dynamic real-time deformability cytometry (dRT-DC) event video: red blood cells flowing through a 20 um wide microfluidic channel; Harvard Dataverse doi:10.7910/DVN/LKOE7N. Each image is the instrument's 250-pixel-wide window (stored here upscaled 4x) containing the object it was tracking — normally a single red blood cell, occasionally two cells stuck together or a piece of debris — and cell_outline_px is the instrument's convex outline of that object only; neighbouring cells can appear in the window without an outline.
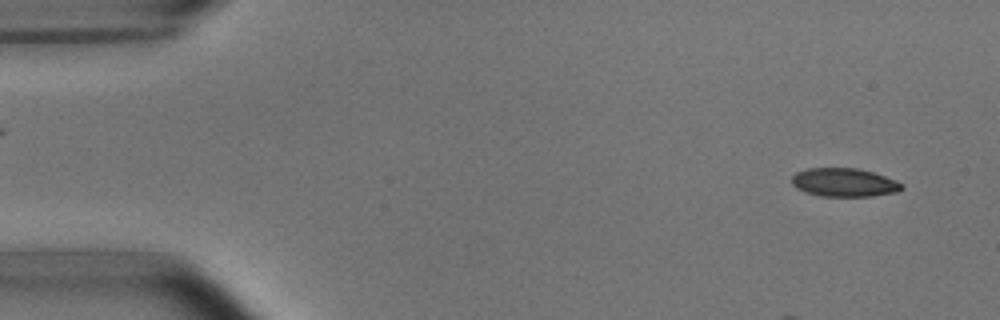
{"species": "common noctule bat (a hibernating species)", "species_latin": "Nyctalus noctula", "temperature_condition": "room temperature", "stored_images_in_passage": 52, "camera_frame_rate_fps": 3000, "um_per_image_px": 0.085, "animal": {"sex": "male", "body_mass_g": 15.6}, "frame": {"image": 1, "passage_image": 3, "time_ms": 0.667, "image_size_px": [1000, 320], "cell_outline_px": [[904, 188], [896, 192], [872, 196], [820, 196], [804, 192], [796, 188], [792, 184], [792, 176], [796, 172], [808, 168], [856, 168], [872, 172], [896, 180], [904, 184]], "centroid_in_image_um": [71.75, 15.51], "position_along_channel_um": 13.3, "area_um2": 18.32}}
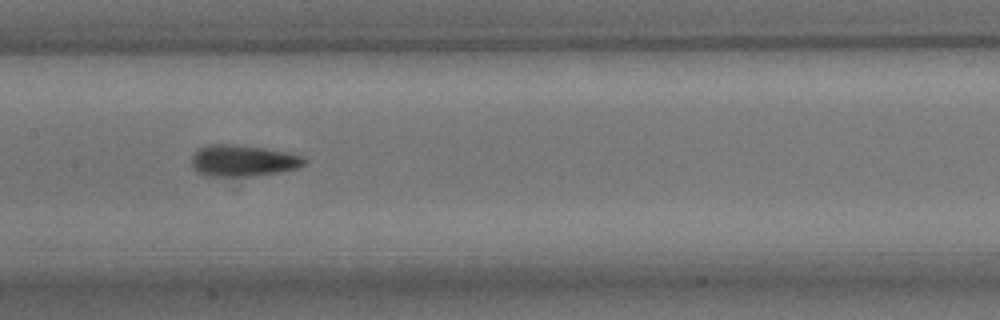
{"frame": {"image": 2, "passage_image": 25, "time_ms": 8.0, "image_size_px": [1000, 320], "cell_outline_px": [[308, 160], [300, 168], [236, 188], [208, 176], [192, 168], [192, 156], [200, 148], [208, 144], [236, 144], [292, 152], [304, 156]], "centroid_in_image_um": [20.74, 13.87], "position_along_channel_um": 186.7, "area_um2": 24.33}}
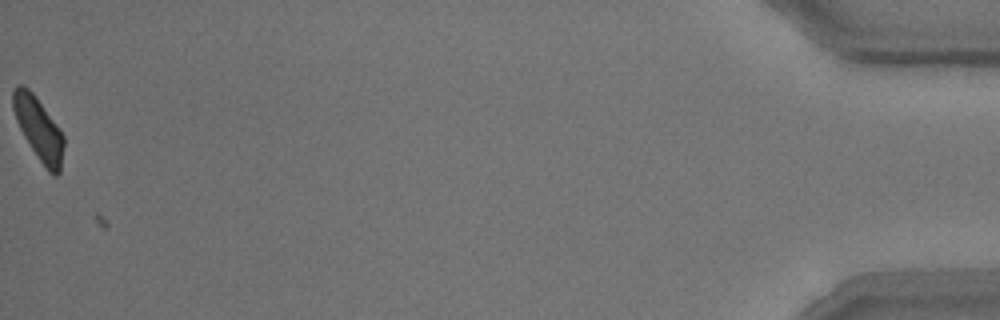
{"frame": {"image": 3, "passage_image": 52, "time_ms": 17.0, "image_size_px": [1000, 320], "cell_outline_px": [[64, 144], [60, 172], [56, 176], [52, 176], [48, 172], [24, 136], [16, 120], [12, 108], [12, 92], [20, 84], [28, 88], [36, 96], [64, 136]], "centroid_in_image_um": [3.29, 10.96], "position_along_channel_um": 431.9, "area_um2": 18.26}}